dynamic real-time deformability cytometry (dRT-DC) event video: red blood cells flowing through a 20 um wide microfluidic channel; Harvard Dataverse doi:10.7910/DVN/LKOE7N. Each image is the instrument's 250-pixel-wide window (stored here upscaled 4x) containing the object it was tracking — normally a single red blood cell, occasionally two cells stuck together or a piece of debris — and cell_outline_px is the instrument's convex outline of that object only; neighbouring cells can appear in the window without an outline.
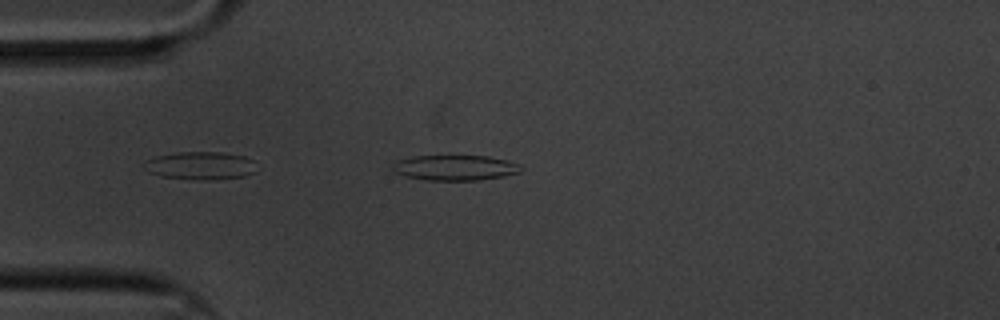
{"species": "common noctule bat (a hibernating species)", "species_latin": "Nyctalus noctula", "temperature_condition": "cold", "stored_images_in_passage": 49, "camera_frame_rate_fps": 3000, "um_per_image_px": 0.085, "animal": {"sex": "male", "body_mass_g": 20.1, "forearm_length_mm": 53.5}, "frame": {"image": 1, "passage_image": 4, "time_ms": 1.0, "image_size_px": [1000, 320], "cell_outline_px": [[524, 168], [520, 172], [504, 176], [476, 180], [428, 180], [404, 176], [392, 172], [392, 164], [396, 160], [416, 156], [488, 156], [508, 160], [520, 164]], "centroid_in_image_um": [38.67, 14.25], "position_along_channel_um": 46.3, "area_um2": 19.07}}
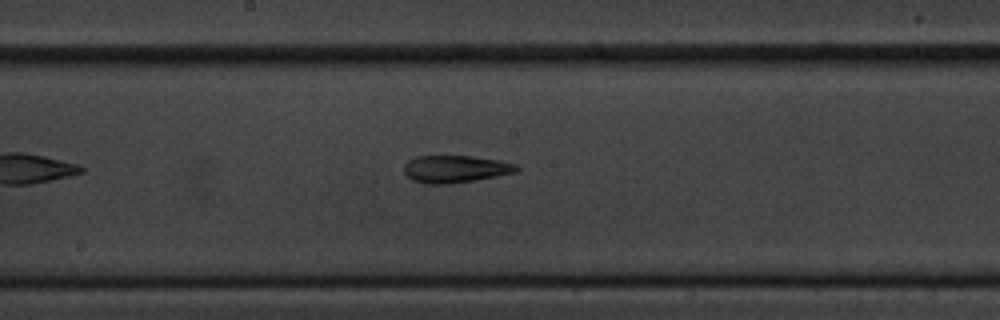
{"frame": {"image": 2, "passage_image": 20, "time_ms": 6.333, "image_size_px": [1000, 320], "cell_outline_px": [[520, 168], [516, 172], [476, 180], [452, 184], [424, 184], [412, 180], [404, 172], [404, 164], [408, 160], [416, 156], [472, 156], [496, 160], [516, 164]], "centroid_in_image_um": [38.67, 14.37], "position_along_channel_um": 209.5, "area_um2": 17.98}}
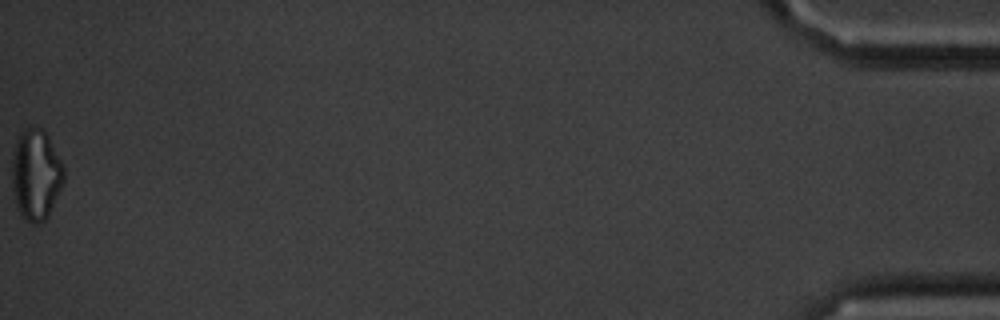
{"frame": {"image": 3, "passage_image": 49, "time_ms": 16.0, "image_size_px": [1000, 320], "cell_outline_px": [[64, 180], [48, 216], [40, 224], [32, 224], [20, 216], [16, 208], [12, 188], [12, 152], [16, 140], [20, 132], [24, 128], [40, 128], [48, 136], [64, 168]], "centroid_in_image_um": [3.02, 14.88], "position_along_channel_um": 432.2, "area_um2": 27.57}, "authors_computed_cell_mechanics": {"area_um2": 18.5538, "velocity_mm_per_s": 3.3302, "shape_relaxation_time_tau1_ms": null, "shape_relaxation_time_tau2_ms": 7.33, "deformation_change_tau1": null, "deformation_change_tau2": 0.1665}}